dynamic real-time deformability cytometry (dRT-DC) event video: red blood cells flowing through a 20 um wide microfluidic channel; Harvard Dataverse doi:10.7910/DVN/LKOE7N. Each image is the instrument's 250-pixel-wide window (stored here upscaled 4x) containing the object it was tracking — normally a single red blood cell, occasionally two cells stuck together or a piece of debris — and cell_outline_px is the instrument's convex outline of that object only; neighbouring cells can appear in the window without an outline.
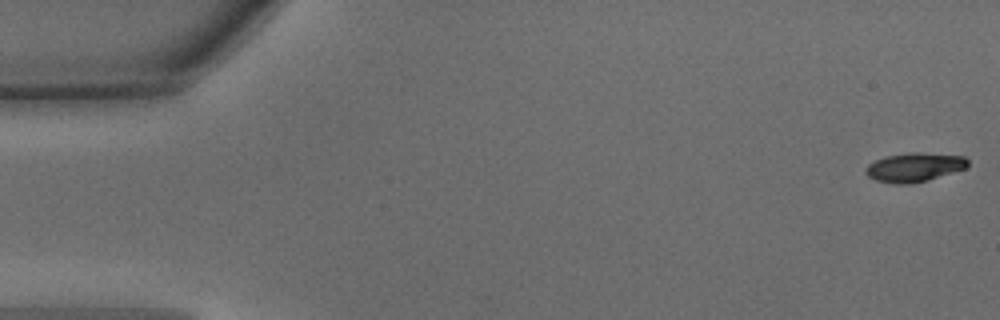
{"species": "common noctule bat (a hibernating species)", "species_latin": "Nyctalus noctula", "temperature_condition": "warm", "stored_images_in_passage": 21, "camera_frame_rate_fps": 3000, "um_per_image_px": 0.085, "animal": {"sex": "male", "body_mass_g": 15.6}, "frame": {"image": 1, "passage_image": 1, "time_ms": 0.0, "image_size_px": [1000, 320], "cell_outline_px": [[968, 164], [964, 168], [928, 180], [908, 184], [896, 184], [876, 180], [868, 176], [864, 172], [864, 168], [868, 164], [884, 156], [912, 152], [920, 152], [964, 156], [968, 160]], "centroid_in_image_um": [77.67, 14.21], "position_along_channel_um": 7.3, "area_um2": 17.17}}
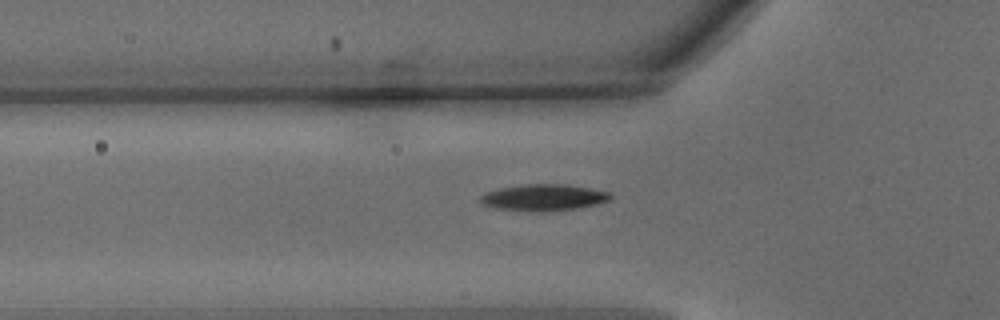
{"frame": {"image": 2, "passage_image": 16, "time_ms": 5.0, "image_size_px": [1000, 320], "cell_outline_px": [[612, 196], [608, 200], [596, 204], [576, 208], [492, 208], [480, 204], [480, 196], [484, 192], [500, 188], [524, 184], [564, 184], [588, 188], [608, 192]], "centroid_in_image_um": [46.15, 16.72], "position_along_channel_um": 79.6, "area_um2": 18.79}}
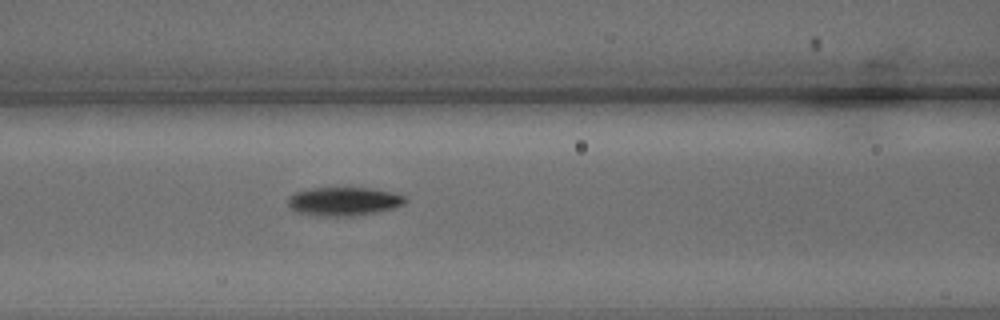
{"frame": {"image": 3, "passage_image": 20, "time_ms": 6.333, "image_size_px": [1000, 320], "cell_outline_px": [[408, 200], [404, 204], [392, 208], [376, 212], [348, 216], [328, 216], [300, 212], [292, 208], [288, 204], [288, 200], [296, 192], [312, 188], [372, 188], [400, 192]], "centroid_in_image_um": [29.33, 17.09], "position_along_channel_um": 137.3, "area_um2": 19.31}}